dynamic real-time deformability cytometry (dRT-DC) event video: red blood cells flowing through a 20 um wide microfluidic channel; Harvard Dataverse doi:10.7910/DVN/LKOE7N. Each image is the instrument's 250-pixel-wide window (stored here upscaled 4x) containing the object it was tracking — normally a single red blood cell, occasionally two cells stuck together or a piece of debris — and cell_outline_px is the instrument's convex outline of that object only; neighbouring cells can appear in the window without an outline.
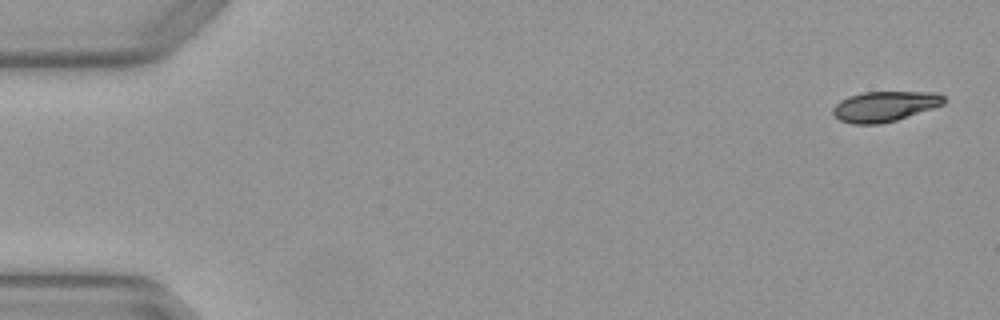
{"species": "Egyptian fruit bat (a non-hibernating species)", "species_latin": "Rousettus aegyptiacus", "temperature_condition": "warm", "stored_images_in_passage": 6, "camera_frame_rate_fps": 3000, "um_per_image_px": 0.085, "animal": {"sex": "female"}, "frame": {"image": 1, "passage_image": 1, "time_ms": 0.0, "image_size_px": [1000, 320], "cell_outline_px": [[944, 104], [896, 120], [880, 124], [852, 124], [840, 120], [832, 112], [832, 108], [840, 100], [848, 96], [864, 92], [936, 92], [944, 96]], "centroid_in_image_um": [75.17, 9.04], "position_along_channel_um": 9.8, "area_um2": 19.48}}
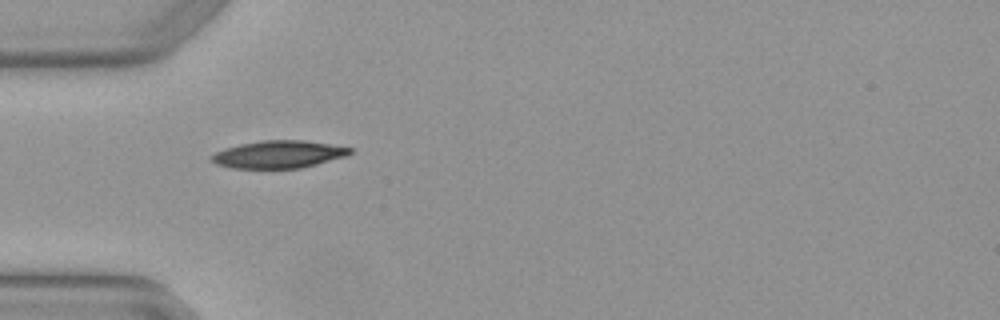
{"frame": {"image": 2, "passage_image": 5, "time_ms": 1.333, "image_size_px": [1000, 320], "cell_outline_px": [[352, 152], [344, 156], [316, 164], [300, 168], [232, 168], [216, 164], [208, 160], [208, 156], [224, 148], [240, 144], [260, 140], [304, 140], [352, 148]], "centroid_in_image_um": [23.59, 13.12], "position_along_channel_um": 61.4, "area_um2": 22.14}}
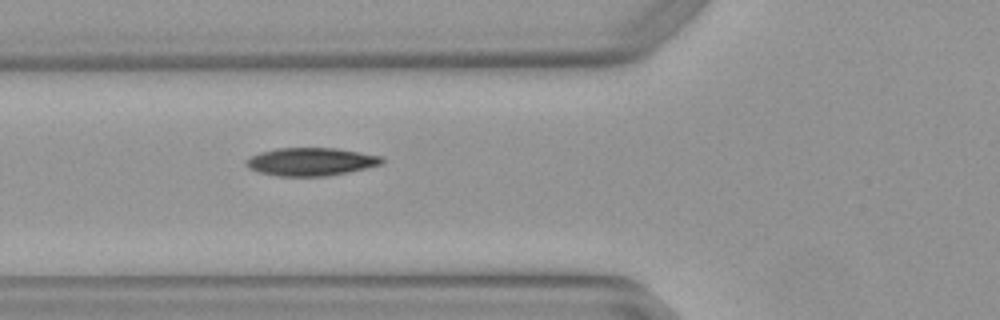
{"frame": {"image": 3, "passage_image": 6, "time_ms": 1.667, "image_size_px": [1000, 320], "cell_outline_px": [[384, 164], [368, 168], [328, 176], [276, 176], [260, 172], [248, 168], [244, 164], [244, 160], [260, 152], [276, 148], [336, 148], [360, 152], [380, 156], [384, 160]], "centroid_in_image_um": [26.43, 13.75], "position_along_channel_um": 99.4, "area_um2": 22.31}}